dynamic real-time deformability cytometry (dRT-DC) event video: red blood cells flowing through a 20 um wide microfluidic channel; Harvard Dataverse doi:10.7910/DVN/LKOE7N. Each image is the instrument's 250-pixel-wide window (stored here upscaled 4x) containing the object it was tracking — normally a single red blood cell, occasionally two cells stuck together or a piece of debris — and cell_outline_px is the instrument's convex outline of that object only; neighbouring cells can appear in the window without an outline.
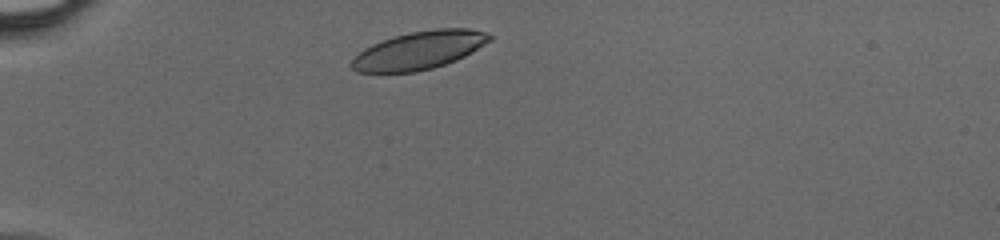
{"species": "human", "species_latin": "Homo sapiens", "temperature_condition": "cold", "stored_images_in_passage": 30, "camera_frame_rate_fps": 3000, "um_per_image_px": 0.085, "donor": {"sex": "male"}, "frame": {"image": 1, "passage_image": 2, "time_ms": 0.333, "image_size_px": [1000, 240], "cell_outline_px": [[492, 40], [464, 56], [456, 60], [432, 68], [416, 72], [356, 72], [352, 68], [352, 60], [364, 48], [372, 44], [396, 36], [412, 32], [436, 28], [468, 28], [488, 32], [492, 36]], "centroid_in_image_um": [35.67, 4.27], "position_along_channel_um": 49.3, "area_um2": 30.29}}
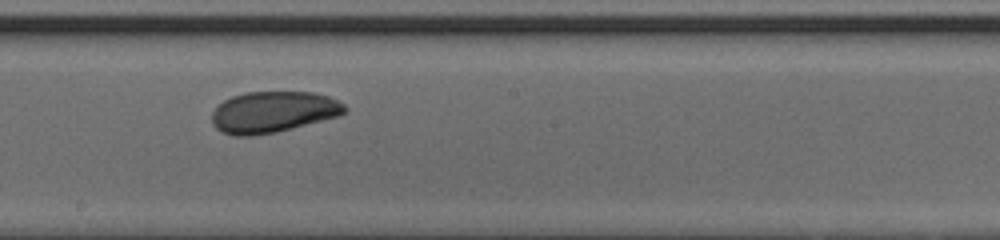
{"frame": {"image": 2, "passage_image": 16, "time_ms": 5.0, "image_size_px": [1000, 240], "cell_outline_px": [[348, 108], [340, 116], [276, 132], [252, 136], [232, 136], [220, 132], [212, 124], [212, 112], [224, 100], [232, 96], [244, 92], [312, 92], [328, 96], [344, 104]], "centroid_in_image_um": [23.2, 9.53], "position_along_channel_um": 225.0, "area_um2": 32.02}}
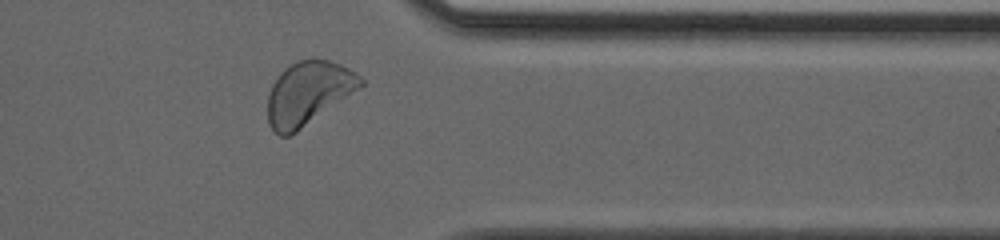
{"frame": {"image": 3, "passage_image": 27, "time_ms": 8.667, "image_size_px": [1000, 240], "cell_outline_px": [[364, 84], [360, 88], [296, 132], [288, 136], [280, 136], [268, 124], [268, 96], [272, 84], [280, 72], [284, 68], [300, 60], [328, 60], [340, 64], [356, 72], [364, 80]], "centroid_in_image_um": [26.2, 7.92], "position_along_channel_um": 385.2, "area_um2": 33.93}}